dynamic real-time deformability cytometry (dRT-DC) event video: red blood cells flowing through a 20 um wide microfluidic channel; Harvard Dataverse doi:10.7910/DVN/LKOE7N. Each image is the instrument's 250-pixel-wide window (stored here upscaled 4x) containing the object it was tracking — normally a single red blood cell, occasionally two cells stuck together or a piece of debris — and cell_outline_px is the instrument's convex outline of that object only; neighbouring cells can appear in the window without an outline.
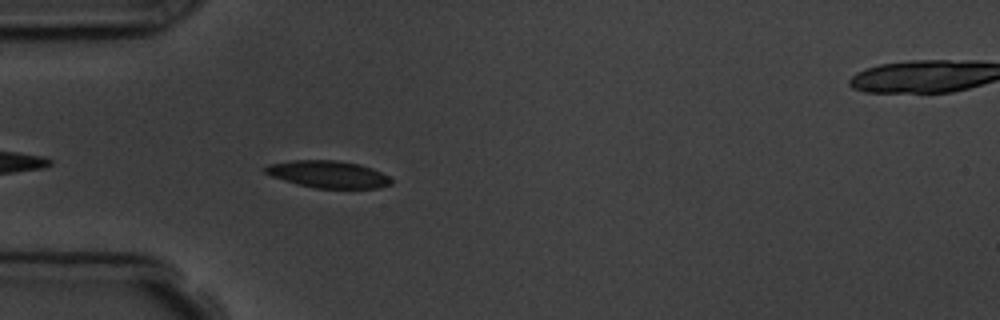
{"species": "common noctule bat (a hibernating species)", "species_latin": "Nyctalus noctula", "temperature_condition": "room temperature", "stored_images_in_passage": 5, "camera_frame_rate_fps": 3000, "um_per_image_px": 0.085, "animal": {"sex": "male", "body_mass_g": 19.5, "forearm_length_mm": 54.6}, "frame": {"image": 1, "passage_image": 4, "time_ms": 4.333, "image_size_px": [1000, 320], "cell_outline_px": [[392, 184], [380, 188], [316, 188], [296, 184], [272, 176], [264, 172], [264, 168], [268, 164], [292, 160], [336, 160], [360, 164], [372, 168], [388, 176], [392, 180]], "centroid_in_image_um": [27.9, 14.81], "position_along_channel_um": 57.1, "area_um2": 19.94}}